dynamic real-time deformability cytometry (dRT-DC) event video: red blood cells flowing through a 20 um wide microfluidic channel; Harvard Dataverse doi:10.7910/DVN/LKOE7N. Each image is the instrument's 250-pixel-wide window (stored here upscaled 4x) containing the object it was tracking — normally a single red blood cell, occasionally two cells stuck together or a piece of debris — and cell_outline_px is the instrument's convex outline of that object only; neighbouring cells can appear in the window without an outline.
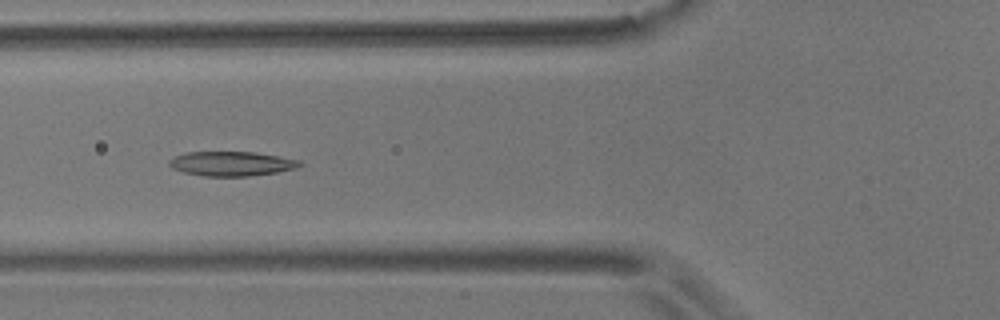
{"species": "common noctule bat (a hibernating species)", "species_latin": "Nyctalus noctula", "temperature_condition": "room temperature", "stored_images_in_passage": 9, "camera_frame_rate_fps": 3000, "um_per_image_px": 0.085, "animal": {"sex": "male", "body_mass_g": 17.9}, "frame": {"image": 1, "passage_image": 4, "time_ms": 4.333, "image_size_px": [1000, 320], "cell_outline_px": [[304, 164], [296, 168], [276, 172], [248, 176], [204, 176], [184, 172], [172, 168], [168, 164], [168, 160], [176, 156], [188, 152], [256, 152], [300, 160]], "centroid_in_image_um": [19.69, 13.91], "position_along_channel_um": 106.1, "area_um2": 18.55}}
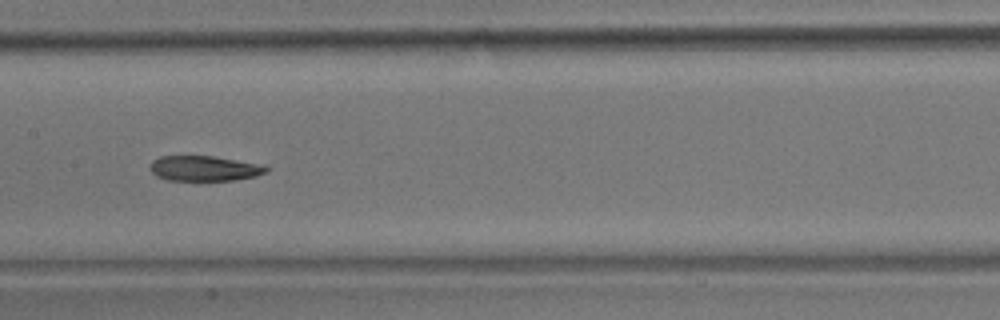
{"frame": {"image": 2, "passage_image": 6, "time_ms": 6.667, "image_size_px": [1000, 320], "cell_outline_px": [[272, 168], [268, 172], [256, 176], [236, 180], [168, 180], [156, 176], [148, 168], [152, 160], [160, 156], [212, 156], [256, 164]], "centroid_in_image_um": [17.34, 14.32], "position_along_channel_um": 190.1, "area_um2": 16.99}}
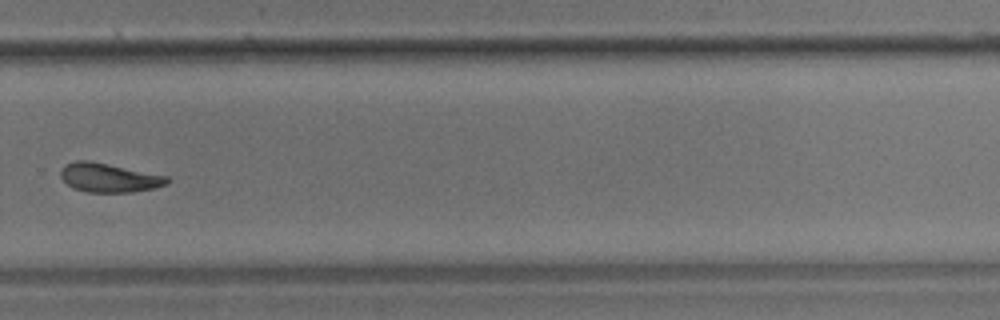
{"frame": {"image": 3, "passage_image": 9, "time_ms": 10.333, "image_size_px": [1000, 320], "cell_outline_px": [[172, 180], [168, 184], [152, 188], [132, 192], [88, 192], [72, 188], [60, 176], [60, 168], [64, 164], [76, 160], [88, 160], [168, 176]], "centroid_in_image_um": [9.25, 15.1], "position_along_channel_um": 320.6, "area_um2": 18.03}}